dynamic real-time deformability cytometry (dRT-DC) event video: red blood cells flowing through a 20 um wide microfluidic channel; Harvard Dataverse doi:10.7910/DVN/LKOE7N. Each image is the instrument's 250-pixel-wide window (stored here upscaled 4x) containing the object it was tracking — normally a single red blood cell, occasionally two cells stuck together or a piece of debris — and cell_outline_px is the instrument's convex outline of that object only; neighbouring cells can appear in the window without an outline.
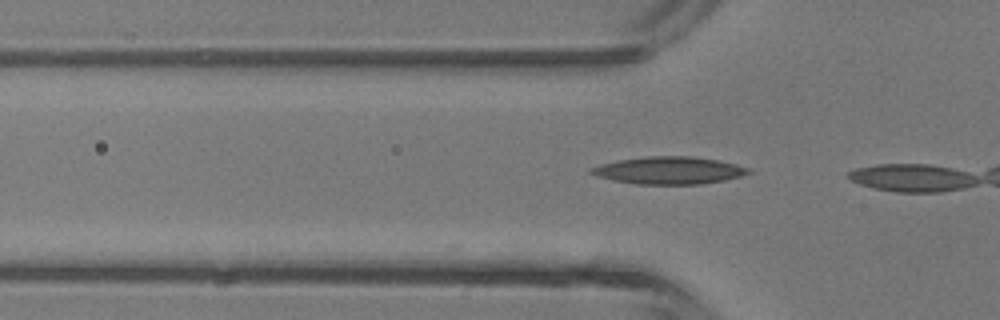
{"species": "common noctule bat (a hibernating species)", "species_latin": "Nyctalus noctula", "temperature_condition": "room temperature", "stored_images_in_passage": 5, "camera_frame_rate_fps": 3000, "um_per_image_px": 0.085, "animal": {"sex": "male", "body_mass_g": 13.3}, "frame": {"image": 1, "passage_image": 2, "time_ms": 1.0, "image_size_px": [1000, 320], "cell_outline_px": [[752, 172], [740, 176], [724, 180], [700, 184], [636, 184], [612, 180], [596, 176], [588, 172], [588, 168], [600, 164], [620, 160], [648, 156], [692, 156], [720, 160], [736, 164], [748, 168]], "centroid_in_image_um": [56.84, 14.48], "position_along_channel_um": 69.0, "area_um2": 25.14}}